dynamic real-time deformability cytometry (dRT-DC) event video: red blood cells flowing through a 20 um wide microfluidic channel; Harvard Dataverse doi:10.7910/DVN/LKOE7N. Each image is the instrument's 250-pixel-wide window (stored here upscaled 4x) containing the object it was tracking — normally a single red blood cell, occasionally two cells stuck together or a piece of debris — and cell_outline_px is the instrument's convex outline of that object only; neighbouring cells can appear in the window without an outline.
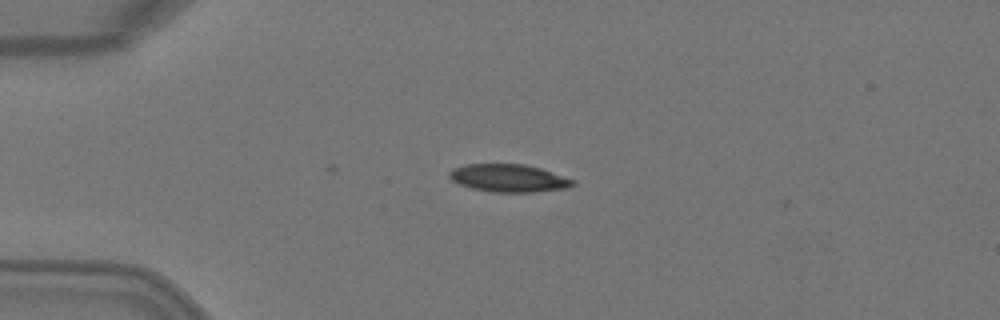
{"species": "Egyptian fruit bat (a non-hibernating species)", "species_latin": "Rousettus aegyptiacus", "temperature_condition": "warm", "stored_images_in_passage": 3, "camera_frame_rate_fps": 3000, "um_per_image_px": 0.085, "animal": {"sex": "female"}, "frame": {"image": 1, "passage_image": 2, "time_ms": 0.333, "image_size_px": [1000, 320], "cell_outline_px": [[576, 184], [568, 188], [536, 192], [492, 192], [472, 188], [460, 184], [452, 180], [448, 176], [448, 172], [452, 168], [468, 164], [524, 164], [540, 168], [576, 180]], "centroid_in_image_um": [43.26, 15.14], "position_along_channel_um": 41.7, "area_um2": 20.06}}